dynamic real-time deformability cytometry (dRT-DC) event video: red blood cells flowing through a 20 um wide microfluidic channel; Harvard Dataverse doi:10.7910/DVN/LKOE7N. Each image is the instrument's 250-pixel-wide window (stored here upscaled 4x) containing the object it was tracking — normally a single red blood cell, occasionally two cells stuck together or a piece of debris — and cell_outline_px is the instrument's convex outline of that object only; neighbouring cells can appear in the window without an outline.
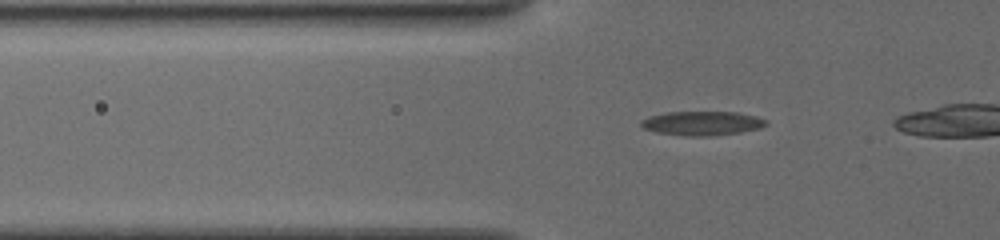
{"species": "common noctule bat (a hibernating species)", "species_latin": "Nyctalus noctula", "temperature_condition": "cold", "stored_images_in_passage": 37, "camera_frame_rate_fps": 3000, "um_per_image_px": 0.085, "animal": {"sex": "female", "body_mass_g": 19.5, "forearm_length_mm": 54.1}, "frame": {"image": 1, "passage_image": 17, "time_ms": 4.667, "image_size_px": [1000, 240], "cell_outline_px": [[768, 124], [760, 128], [740, 132], [704, 136], [688, 136], [656, 132], [644, 128], [640, 124], [640, 120], [652, 116], [668, 112], [736, 112], [756, 116], [768, 120]], "centroid_in_image_um": [59.71, 10.47], "position_along_channel_um": 66.1, "area_um2": 17.4}}
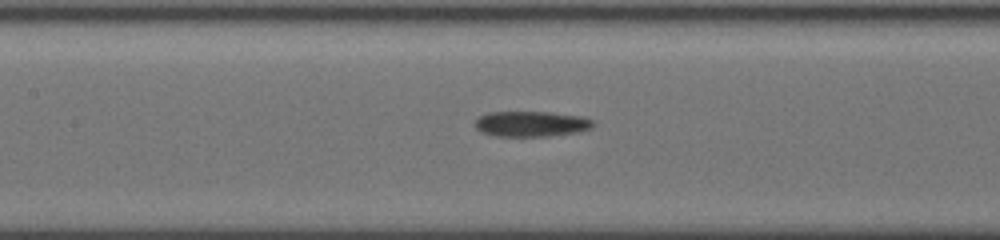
{"frame": {"image": 2, "passage_image": 25, "time_ms": 7.333, "image_size_px": [1000, 240], "cell_outline_px": [[592, 128], [580, 132], [548, 136], [496, 136], [484, 132], [476, 128], [476, 120], [480, 116], [488, 112], [548, 112], [580, 116], [592, 120]], "centroid_in_image_um": [45.17, 10.53], "position_along_channel_um": 162.2, "area_um2": 17.34}}
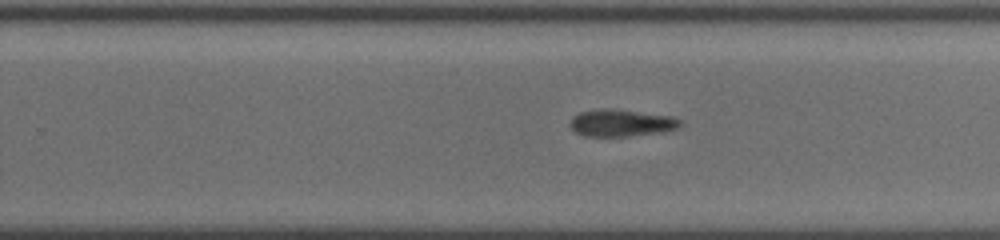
{"frame": {"image": 3, "passage_image": 34, "time_ms": 10.333, "image_size_px": [1000, 240], "cell_outline_px": [[680, 124], [676, 128], [660, 132], [628, 136], [584, 136], [576, 132], [568, 124], [572, 116], [580, 112], [604, 108], [672, 116], [680, 120]], "centroid_in_image_um": [52.74, 10.45], "position_along_channel_um": 277.1, "area_um2": 17.05}}